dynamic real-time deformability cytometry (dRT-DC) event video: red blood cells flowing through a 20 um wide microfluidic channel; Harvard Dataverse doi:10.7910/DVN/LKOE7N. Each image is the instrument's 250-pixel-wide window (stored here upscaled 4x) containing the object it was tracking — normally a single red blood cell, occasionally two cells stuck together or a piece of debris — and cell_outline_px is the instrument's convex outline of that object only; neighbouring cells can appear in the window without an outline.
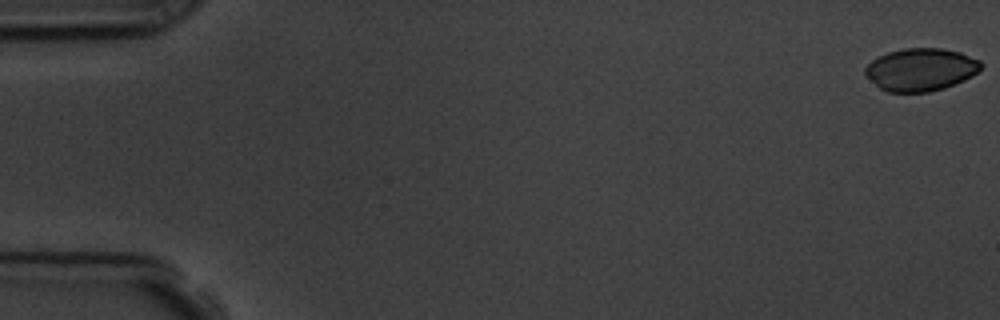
{"species": "common noctule bat (a hibernating species)", "species_latin": "Nyctalus noctula", "temperature_condition": "room temperature", "stored_images_in_passage": 57, "camera_frame_rate_fps": 3000, "um_per_image_px": 0.085, "animal": {"sex": "male", "body_mass_g": 19.5, "forearm_length_mm": 54.6}, "frame": {"image": 1, "passage_image": 1, "time_ms": 0.0, "image_size_px": [1000, 320], "cell_outline_px": [[984, 64], [972, 76], [964, 80], [944, 88], [928, 92], [888, 92], [880, 88], [864, 72], [864, 68], [872, 60], [888, 52], [904, 48], [940, 48], [960, 52], [980, 60]], "centroid_in_image_um": [78.28, 5.91], "position_along_channel_um": 6.7, "area_um2": 28.61}}
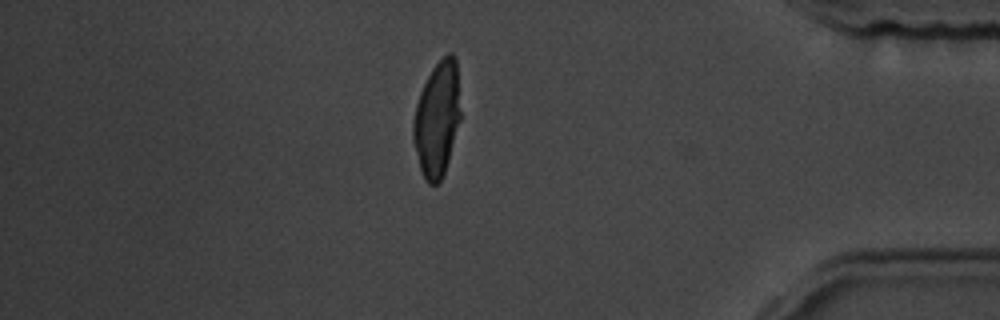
{"frame": {"image": 2, "passage_image": 49, "time_ms": 16.0, "image_size_px": [1000, 320], "cell_outline_px": [[460, 120], [448, 160], [444, 172], [440, 180], [436, 184], [428, 184], [424, 180], [420, 168], [412, 140], [412, 124], [416, 104], [420, 92], [432, 68], [448, 52], [452, 52], [456, 56], [460, 112]], "centroid_in_image_um": [37.14, 10.11], "position_along_channel_um": 398.1, "area_um2": 31.62}}